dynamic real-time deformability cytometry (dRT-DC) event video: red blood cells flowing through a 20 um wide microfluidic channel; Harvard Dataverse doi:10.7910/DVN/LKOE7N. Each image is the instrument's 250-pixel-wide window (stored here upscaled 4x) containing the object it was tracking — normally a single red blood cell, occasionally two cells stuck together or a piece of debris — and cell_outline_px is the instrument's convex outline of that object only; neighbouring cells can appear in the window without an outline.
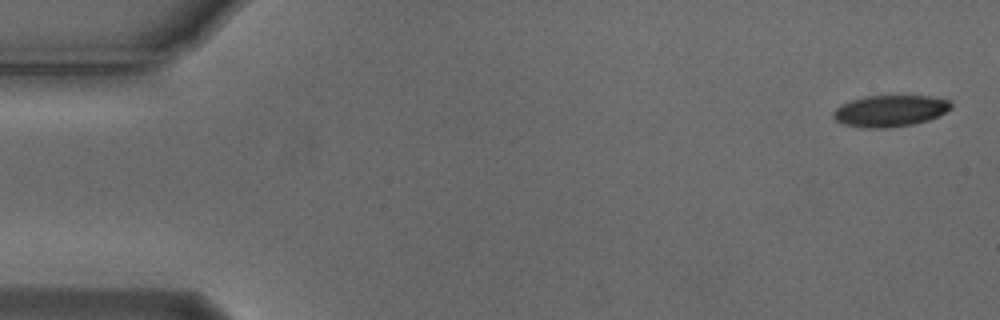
{"species": "Egyptian fruit bat (a non-hibernating species)", "species_latin": "Rousettus aegyptiacus", "temperature_condition": "cold", "stored_images_in_passage": 5, "camera_frame_rate_fps": 3000, "um_per_image_px": 0.085, "animal": {"sex": "male"}, "frame": {"image": 1, "passage_image": 1, "time_ms": 0.0, "image_size_px": [1000, 320], "cell_outline_px": [[952, 108], [928, 120], [912, 124], [888, 128], [868, 128], [844, 124], [836, 120], [832, 116], [832, 112], [840, 104], [864, 96], [928, 96], [948, 100], [952, 104]], "centroid_in_image_um": [75.62, 9.42], "position_along_channel_um": 9.4, "area_um2": 21.44}}